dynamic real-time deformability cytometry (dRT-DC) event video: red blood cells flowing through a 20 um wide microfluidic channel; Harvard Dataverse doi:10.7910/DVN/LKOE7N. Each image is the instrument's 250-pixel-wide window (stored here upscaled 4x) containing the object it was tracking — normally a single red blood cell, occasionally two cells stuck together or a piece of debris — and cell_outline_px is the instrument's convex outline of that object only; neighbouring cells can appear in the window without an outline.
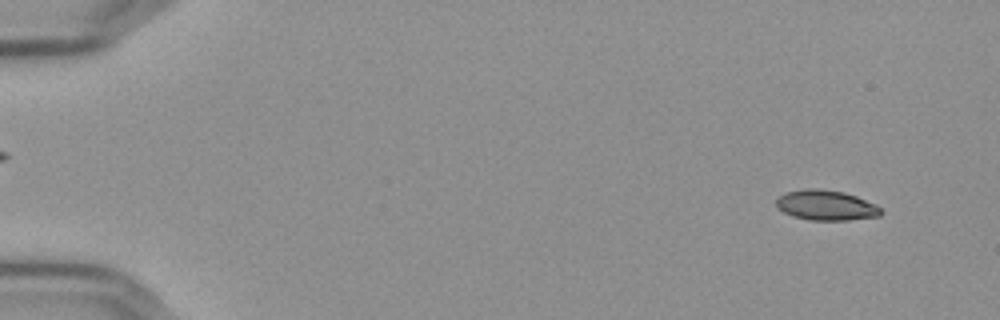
{"species": "Egyptian fruit bat (a non-hibernating species)", "species_latin": "Rousettus aegyptiacus", "temperature_condition": "cold", "stored_images_in_passage": 6, "camera_frame_rate_fps": 3000, "um_per_image_px": 0.085, "frame": {"image": 1, "passage_image": 1, "time_ms": 0.0, "image_size_px": [1000, 320], "cell_outline_px": [[880, 216], [848, 220], [808, 220], [792, 216], [776, 208], [776, 200], [780, 196], [788, 192], [808, 188], [816, 188], [844, 192], [856, 196], [876, 204], [880, 208]], "centroid_in_image_um": [70.2, 17.45], "position_along_channel_um": 14.8, "area_um2": 18.32}}
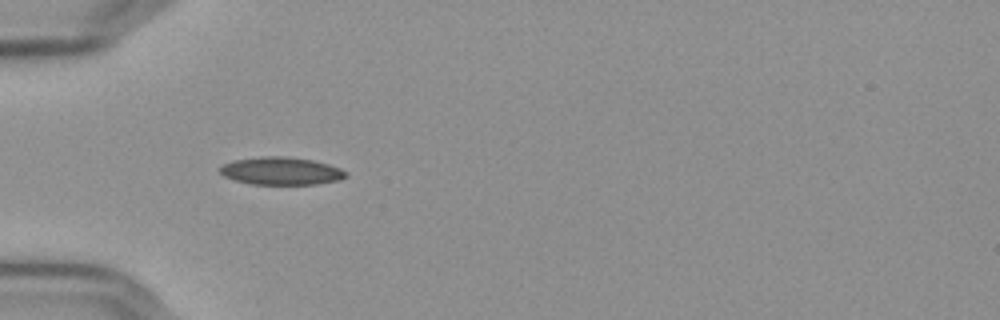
{"frame": {"image": 2, "passage_image": 5, "time_ms": 1.333, "image_size_px": [1000, 320], "cell_outline_px": [[348, 176], [340, 180], [316, 184], [252, 184], [236, 180], [224, 176], [220, 172], [220, 168], [224, 164], [232, 160], [260, 156], [288, 156], [312, 160], [328, 164], [340, 168], [348, 172]], "centroid_in_image_um": [23.93, 14.52], "position_along_channel_um": 61.1, "area_um2": 20.4}}
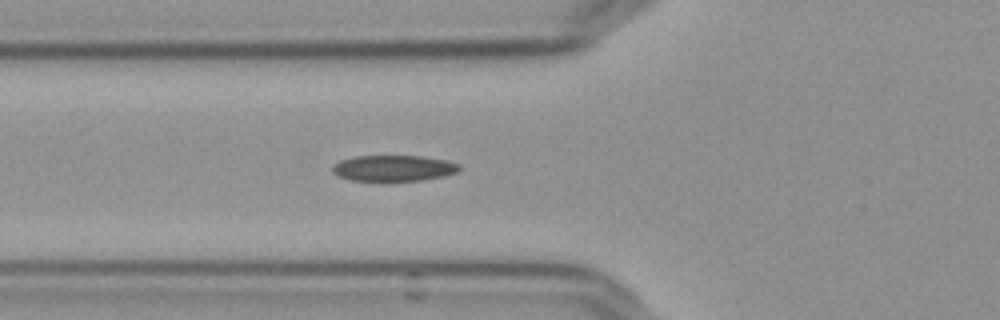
{"frame": {"image": 3, "passage_image": 6, "time_ms": 1.667, "image_size_px": [1000, 320], "cell_outline_px": [[460, 168], [456, 172], [444, 176], [420, 180], [352, 180], [340, 176], [332, 172], [332, 164], [340, 160], [352, 156], [420, 156], [448, 160], [460, 164]], "centroid_in_image_um": [33.45, 14.27], "position_along_channel_um": 92.4, "area_um2": 19.07}}